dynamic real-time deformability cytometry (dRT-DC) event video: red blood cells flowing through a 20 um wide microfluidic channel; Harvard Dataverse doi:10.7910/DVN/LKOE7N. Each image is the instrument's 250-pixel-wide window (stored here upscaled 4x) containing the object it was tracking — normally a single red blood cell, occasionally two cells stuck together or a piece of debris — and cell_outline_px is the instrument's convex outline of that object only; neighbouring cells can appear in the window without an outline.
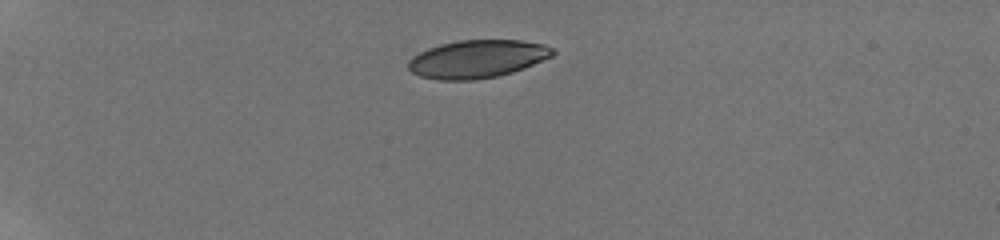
{"species": "human", "species_latin": "Homo sapiens", "temperature_condition": "room temperature", "stored_images_in_passage": 8, "camera_frame_rate_fps": 3000, "um_per_image_px": 0.085, "donor": {"sex": "male"}, "frame": {"image": 1, "passage_image": 1, "time_ms": 0.0, "image_size_px": [1000, 240], "cell_outline_px": [[556, 52], [552, 56], [524, 68], [512, 72], [496, 76], [472, 80], [440, 80], [420, 76], [412, 72], [408, 68], [408, 60], [412, 56], [428, 48], [440, 44], [460, 40], [520, 40], [544, 44], [552, 48]], "centroid_in_image_um": [40.55, 5.01], "position_along_channel_um": 44.4, "area_um2": 31.85}}